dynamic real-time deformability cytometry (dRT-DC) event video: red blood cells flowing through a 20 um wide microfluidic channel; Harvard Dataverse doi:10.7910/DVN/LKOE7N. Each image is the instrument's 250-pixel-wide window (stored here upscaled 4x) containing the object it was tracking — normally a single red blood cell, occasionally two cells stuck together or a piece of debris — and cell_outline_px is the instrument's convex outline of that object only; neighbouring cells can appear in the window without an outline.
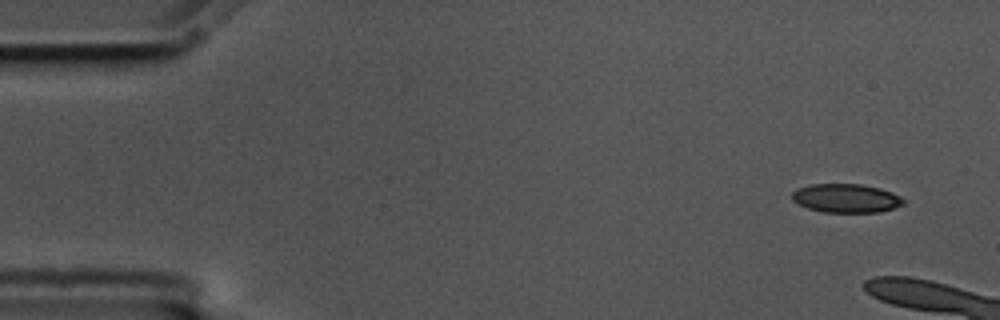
{"species": "common noctule bat (a hibernating species)", "species_latin": "Nyctalus noctula", "temperature_condition": "cold", "stored_images_in_passage": 5, "camera_frame_rate_fps": 3000, "um_per_image_px": 0.085, "animal": {"sex": "male", "body_mass_g": 17.5, "forearm_length_mm": 52.3}, "frame": {"image": 1, "passage_image": 1, "time_ms": 0.0, "image_size_px": [1000, 320], "cell_outline_px": [[904, 204], [880, 212], [824, 212], [808, 208], [792, 200], [792, 192], [796, 188], [812, 184], [860, 184], [880, 188], [892, 192], [900, 196], [904, 200]], "centroid_in_image_um": [71.91, 16.84], "position_along_channel_um": 13.1, "area_um2": 18.61}}